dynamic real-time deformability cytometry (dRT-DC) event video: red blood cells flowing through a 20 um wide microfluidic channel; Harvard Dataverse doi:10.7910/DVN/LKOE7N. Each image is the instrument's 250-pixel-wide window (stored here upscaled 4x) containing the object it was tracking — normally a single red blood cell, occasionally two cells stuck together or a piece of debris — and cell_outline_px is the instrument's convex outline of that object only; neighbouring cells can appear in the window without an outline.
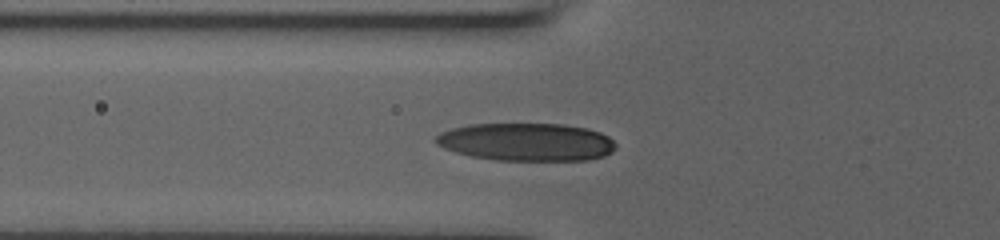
{"species": "human", "species_latin": "Homo sapiens", "temperature_condition": "room temperature", "stored_images_in_passage": 18, "camera_frame_rate_fps": 3000, "um_per_image_px": 0.085, "donor": {"sex": "male"}, "frame": {"image": 1, "passage_image": 2, "time_ms": 0.333, "image_size_px": [1000, 240], "cell_outline_px": [[616, 148], [612, 152], [604, 156], [588, 160], [496, 160], [472, 156], [456, 152], [444, 148], [436, 144], [436, 136], [440, 132], [452, 128], [468, 124], [564, 124], [588, 128], [600, 132], [608, 136], [616, 144]], "centroid_in_image_um": [44.77, 12.06], "position_along_channel_um": 81.0, "area_um2": 39.82}}
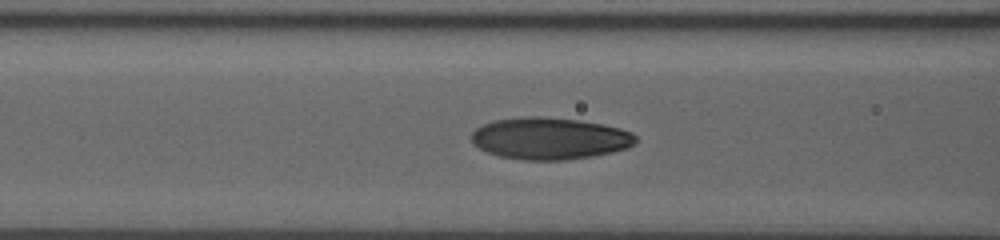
{"frame": {"image": 2, "passage_image": 8, "time_ms": 1.333, "image_size_px": [1000, 240], "cell_outline_px": [[636, 140], [628, 148], [612, 152], [592, 156], [564, 160], [520, 160], [500, 156], [488, 152], [472, 144], [468, 136], [476, 128], [492, 120], [520, 116], [540, 116], [580, 120], [604, 124], [620, 128], [632, 132], [636, 136]], "centroid_in_image_um": [46.68, 11.75], "position_along_channel_um": 119.9, "area_um2": 40.52}}
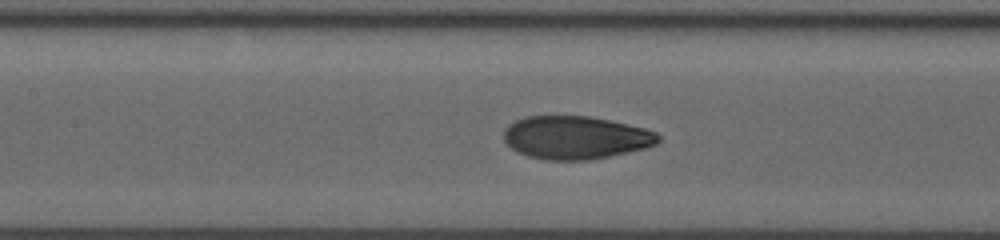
{"frame": {"image": 3, "passage_image": 13, "time_ms": 2.333, "image_size_px": [1000, 240], "cell_outline_px": [[660, 140], [656, 144], [644, 148], [628, 152], [588, 160], [544, 160], [528, 156], [516, 152], [504, 140], [504, 128], [508, 124], [516, 120], [528, 116], [588, 116], [608, 120], [644, 128], [656, 132], [660, 136]], "centroid_in_image_um": [48.9, 11.69], "position_along_channel_um": 158.5, "area_um2": 38.67}}